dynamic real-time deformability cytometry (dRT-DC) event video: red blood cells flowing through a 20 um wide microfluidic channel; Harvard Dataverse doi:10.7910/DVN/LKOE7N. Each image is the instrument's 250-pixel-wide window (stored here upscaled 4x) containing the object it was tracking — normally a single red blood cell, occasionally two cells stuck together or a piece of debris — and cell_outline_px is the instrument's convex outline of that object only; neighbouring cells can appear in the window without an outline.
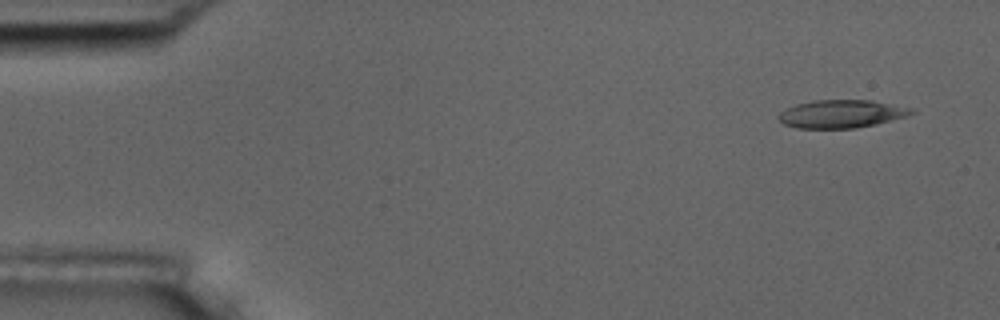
{"species": "common noctule bat (a hibernating species)", "species_latin": "Nyctalus noctula", "temperature_condition": "room temperature", "stored_images_in_passage": 6, "camera_frame_rate_fps": 3000, "um_per_image_px": 0.085, "animal": {"sex": "male", "body_mass_g": 17.5, "forearm_length_mm": 52.3}, "frame": {"image": 1, "passage_image": 1, "time_ms": 0.0, "image_size_px": [1000, 320], "cell_outline_px": [[916, 112], [908, 116], [876, 124], [856, 128], [796, 128], [784, 124], [780, 120], [780, 112], [796, 104], [816, 100], [868, 100], [916, 108]], "centroid_in_image_um": [71.59, 9.68], "position_along_channel_um": 13.4, "area_um2": 21.62}}
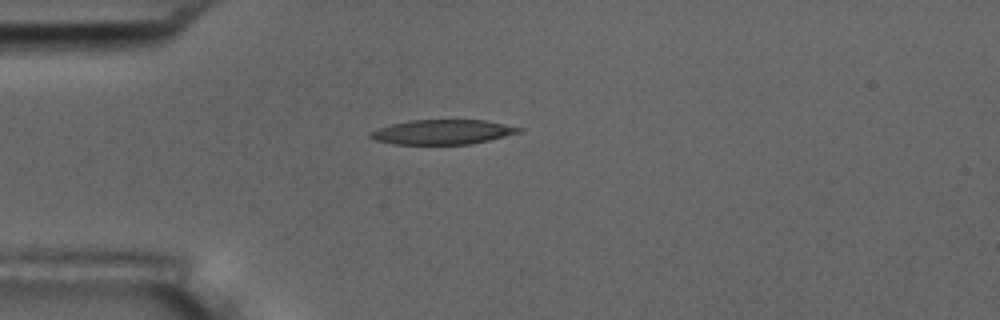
{"frame": {"image": 2, "passage_image": 4, "time_ms": 3.667, "image_size_px": [1000, 320], "cell_outline_px": [[524, 132], [472, 144], [392, 144], [376, 140], [368, 136], [372, 132], [380, 128], [392, 124], [408, 120], [484, 120], [524, 128]], "centroid_in_image_um": [37.68, 11.22], "position_along_channel_um": 47.3, "area_um2": 21.33}}